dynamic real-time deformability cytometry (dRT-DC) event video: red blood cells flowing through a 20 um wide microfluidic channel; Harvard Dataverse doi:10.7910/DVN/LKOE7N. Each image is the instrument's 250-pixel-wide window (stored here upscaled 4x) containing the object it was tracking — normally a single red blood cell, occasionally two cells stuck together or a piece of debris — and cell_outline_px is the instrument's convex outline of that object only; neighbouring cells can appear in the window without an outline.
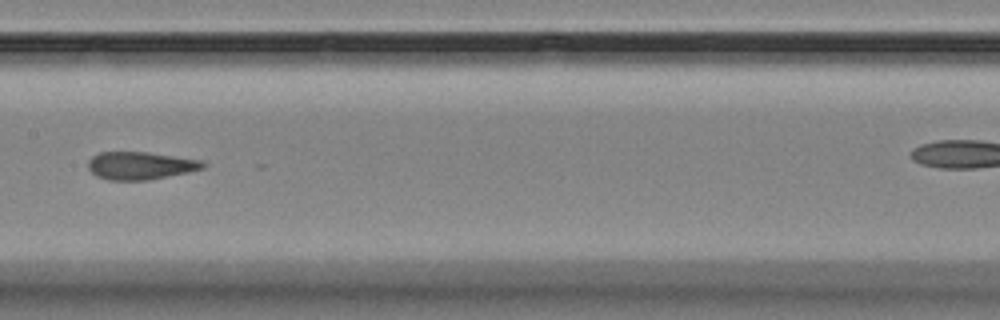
{"species": "Egyptian fruit bat (a non-hibernating species)", "species_latin": "Rousettus aegyptiacus", "temperature_condition": "room temperature", "stored_images_in_passage": 10, "camera_frame_rate_fps": 3000, "um_per_image_px": 0.085, "animal": {"sex": "female"}, "frame": {"image": 1, "passage_image": 5, "time_ms": 4.667, "image_size_px": [1000, 320], "cell_outline_px": [[208, 164], [204, 168], [188, 172], [148, 180], [108, 180], [96, 176], [88, 168], [88, 160], [92, 156], [100, 152], [148, 152], [204, 160]], "centroid_in_image_um": [11.96, 14.07], "position_along_channel_um": 195.4, "area_um2": 18.73}}
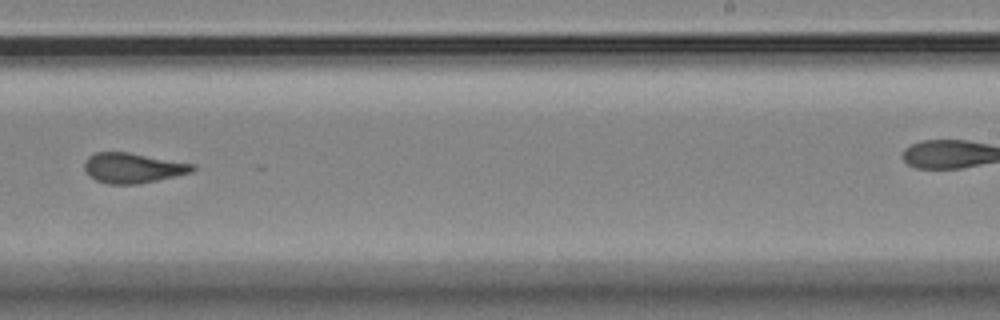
{"frame": {"image": 2, "passage_image": 7, "time_ms": 7.0, "image_size_px": [1000, 320], "cell_outline_px": [[196, 168], [192, 172], [176, 176], [140, 184], [108, 184], [96, 180], [88, 176], [84, 168], [84, 164], [88, 156], [96, 152], [128, 152], [196, 164]], "centroid_in_image_um": [11.3, 14.28], "position_along_channel_um": 277.7, "area_um2": 19.13}}
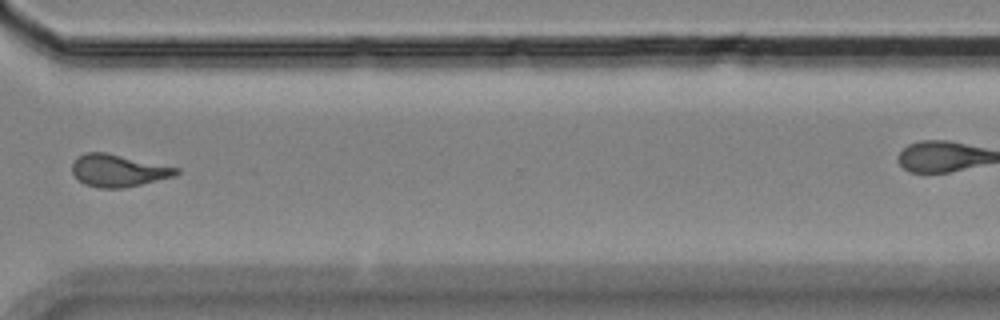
{"frame": {"image": 3, "passage_image": 9, "time_ms": 9.333, "image_size_px": [1000, 320], "cell_outline_px": [[180, 172], [172, 176], [124, 188], [100, 188], [84, 184], [72, 172], [72, 164], [76, 156], [84, 152], [104, 152], [180, 168]], "centroid_in_image_um": [10.01, 14.49], "position_along_channel_um": 360.6, "area_um2": 19.36}}